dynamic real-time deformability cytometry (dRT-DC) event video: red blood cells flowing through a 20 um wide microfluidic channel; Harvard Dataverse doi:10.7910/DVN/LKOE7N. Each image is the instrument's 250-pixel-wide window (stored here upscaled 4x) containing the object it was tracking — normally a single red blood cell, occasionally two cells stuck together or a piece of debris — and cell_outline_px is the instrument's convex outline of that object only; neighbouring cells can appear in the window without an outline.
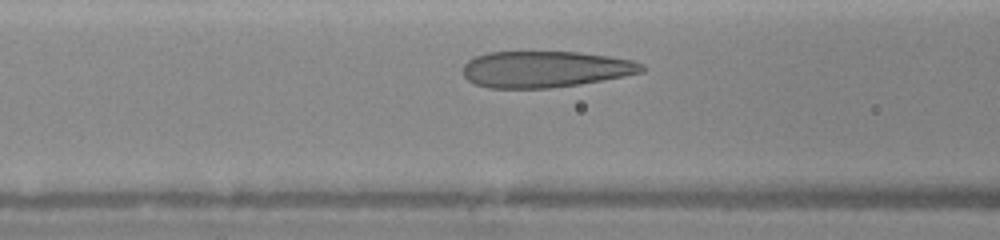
{"species": "human", "species_latin": "Homo sapiens", "temperature_condition": "warm", "stored_images_in_passage": 16, "camera_frame_rate_fps": 3000, "um_per_image_px": 0.085, "donor": {"sex": "female"}, "frame": {"image": 1, "passage_image": 9, "time_ms": 2.0, "image_size_px": [1000, 240], "cell_outline_px": [[648, 68], [644, 72], [624, 76], [580, 84], [552, 88], [488, 88], [476, 84], [468, 80], [464, 76], [464, 64], [468, 60], [476, 56], [488, 52], [580, 52], [608, 56], [632, 60], [644, 64]], "centroid_in_image_um": [46.38, 5.88], "position_along_channel_um": 120.2, "area_um2": 38.03}}
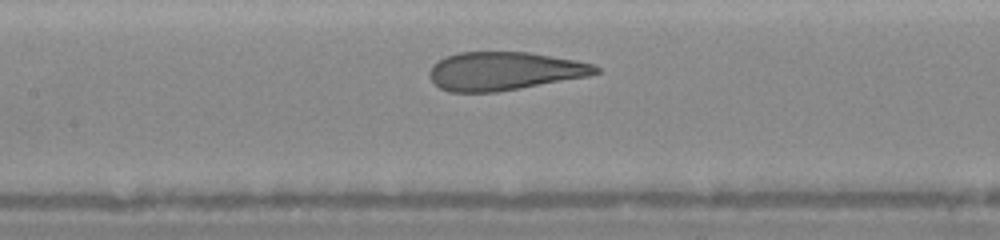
{"frame": {"image": 2, "passage_image": 13, "time_ms": 3.0, "image_size_px": [1000, 240], "cell_outline_px": [[600, 72], [588, 76], [520, 88], [496, 92], [448, 92], [440, 88], [428, 76], [428, 72], [432, 64], [448, 56], [460, 52], [528, 52], [576, 60], [596, 64], [600, 68]], "centroid_in_image_um": [42.87, 6.04], "position_along_channel_um": 164.5, "area_um2": 37.11}}